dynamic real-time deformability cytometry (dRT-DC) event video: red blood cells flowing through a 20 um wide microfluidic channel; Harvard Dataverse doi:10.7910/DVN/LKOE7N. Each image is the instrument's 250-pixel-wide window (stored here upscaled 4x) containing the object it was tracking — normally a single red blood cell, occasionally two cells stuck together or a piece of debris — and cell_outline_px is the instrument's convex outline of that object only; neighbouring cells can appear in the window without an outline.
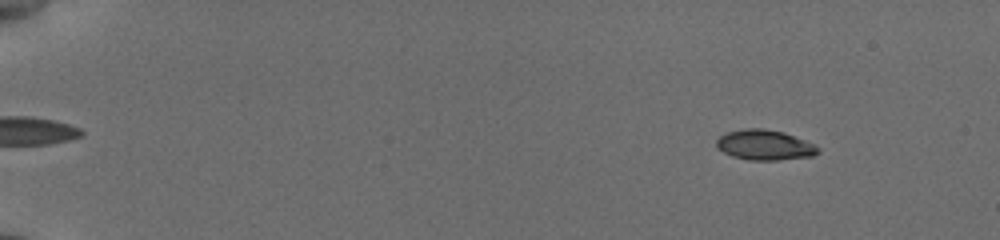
{"species": "common noctule bat (a hibernating species)", "species_latin": "Nyctalus noctula", "temperature_condition": "cold", "stored_images_in_passage": 56, "camera_frame_rate_fps": 3000, "um_per_image_px": 0.085, "animal": {"sex": "female", "body_mass_g": 19.5, "forearm_length_mm": 54.1}, "frame": {"image": 1, "passage_image": 7, "time_ms": 2.0, "image_size_px": [1000, 240], "cell_outline_px": [[820, 152], [812, 156], [776, 160], [748, 160], [732, 156], [716, 148], [716, 140], [720, 136], [728, 132], [744, 128], [764, 128], [784, 132], [816, 144]], "centroid_in_image_um": [65.0, 12.32], "position_along_channel_um": 20.0, "area_um2": 17.98}}
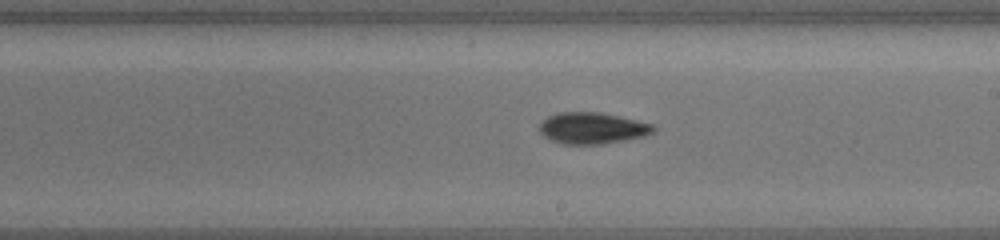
{"frame": {"image": 2, "passage_image": 35, "time_ms": 11.333, "image_size_px": [1000, 240], "cell_outline_px": [[656, 128], [652, 132], [644, 136], [604, 144], [560, 144], [544, 136], [540, 132], [540, 124], [548, 116], [560, 112], [600, 112], [652, 124]], "centroid_in_image_um": [50.32, 10.9], "position_along_channel_um": 238.7, "area_um2": 20.63}}
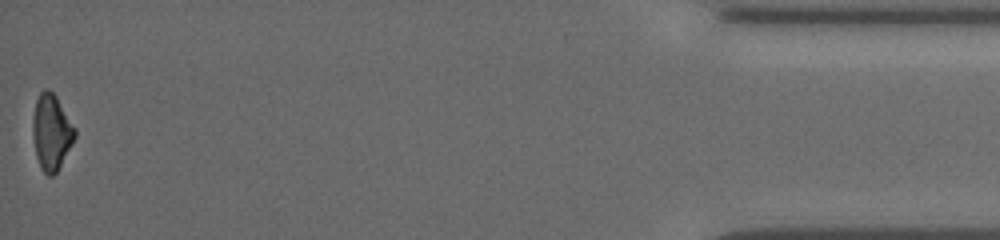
{"frame": {"image": 3, "passage_image": 56, "time_ms": 18.333, "image_size_px": [1000, 240], "cell_outline_px": [[76, 136], [72, 144], [56, 172], [52, 176], [48, 176], [40, 168], [36, 156], [32, 136], [32, 120], [36, 100], [40, 92], [44, 88], [48, 88], [56, 96], [76, 128]], "centroid_in_image_um": [4.36, 11.22], "position_along_channel_um": 430.8, "area_um2": 18.67}, "authors_computed_cell_mechanics": {"area_um2": 18.785, "velocity_mm_per_s": 3.8365, "shape_relaxation_time_tau1_ms": 3.8713, "shape_relaxation_time_tau2_ms": null, "deformation_change_tau1": 0.1177, "deformation_change_tau2": null}}